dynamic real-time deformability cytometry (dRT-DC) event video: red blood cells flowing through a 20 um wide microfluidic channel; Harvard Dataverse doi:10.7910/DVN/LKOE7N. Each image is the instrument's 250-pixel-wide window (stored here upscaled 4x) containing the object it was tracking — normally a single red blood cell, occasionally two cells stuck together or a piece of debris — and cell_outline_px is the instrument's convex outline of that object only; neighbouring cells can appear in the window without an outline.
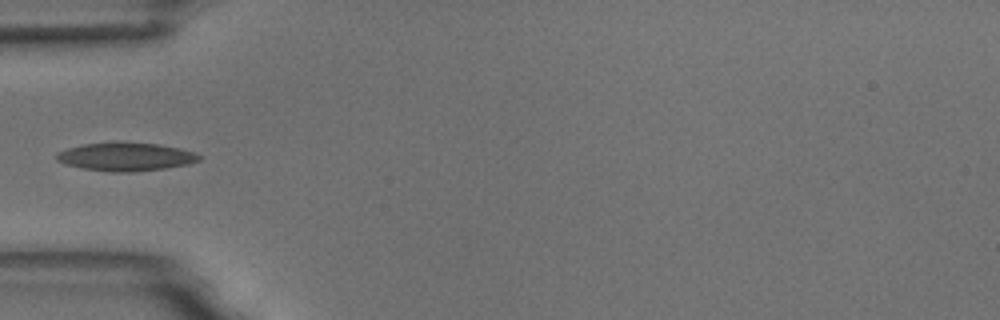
{"species": "common noctule bat (a hibernating species)", "species_latin": "Nyctalus noctula", "temperature_condition": "room temperature", "stored_images_in_passage": 6, "camera_frame_rate_fps": 3000, "um_per_image_px": 0.085, "animal": {"sex": "male", "body_mass_g": 18.8}, "frame": {"image": 1, "passage_image": 6, "time_ms": 5.667, "image_size_px": [1000, 320], "cell_outline_px": [[200, 160], [188, 164], [164, 168], [132, 172], [112, 172], [80, 168], [56, 160], [56, 152], [68, 148], [84, 144], [116, 140], [120, 140], [156, 144], [180, 148], [192, 152], [200, 156]], "centroid_in_image_um": [10.65, 13.3], "position_along_channel_um": 74.4, "area_um2": 23.81}}